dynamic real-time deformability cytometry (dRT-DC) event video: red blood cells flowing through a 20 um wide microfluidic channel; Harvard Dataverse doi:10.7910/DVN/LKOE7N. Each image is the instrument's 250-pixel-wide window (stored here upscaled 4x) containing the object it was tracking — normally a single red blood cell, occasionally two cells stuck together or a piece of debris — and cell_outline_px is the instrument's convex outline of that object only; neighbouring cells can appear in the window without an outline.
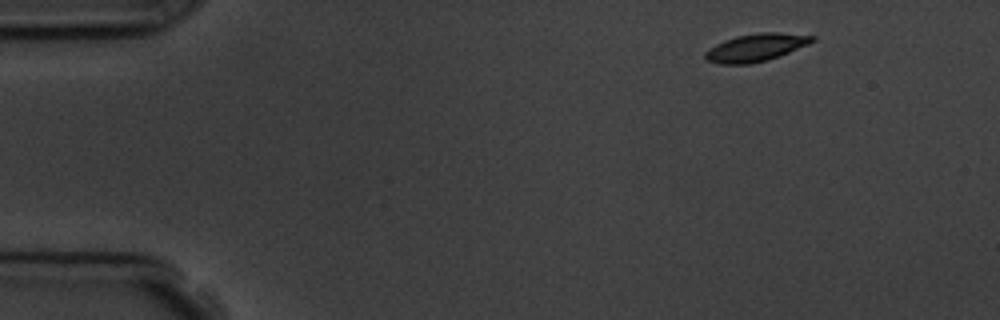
{"species": "common noctule bat (a hibernating species)", "species_latin": "Nyctalus noctula", "temperature_condition": "room temperature", "stored_images_in_passage": 4, "camera_frame_rate_fps": 3000, "um_per_image_px": 0.085, "animal": {"sex": "male", "body_mass_g": 19.5, "forearm_length_mm": 54.6}, "frame": {"image": 1, "passage_image": 1, "time_ms": 0.0, "image_size_px": [1000, 320], "cell_outline_px": [[816, 40], [808, 44], [788, 52], [764, 60], [748, 64], [720, 64], [708, 60], [704, 56], [704, 52], [708, 48], [724, 40], [736, 36], [760, 32], [776, 32], [816, 36]], "centroid_in_image_um": [64.22, 4.02], "position_along_channel_um": 20.8, "area_um2": 16.99}}
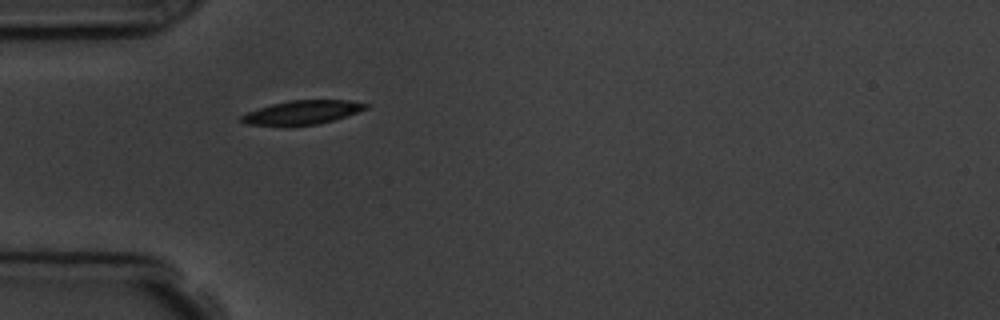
{"frame": {"image": 2, "passage_image": 4, "time_ms": 3.333, "image_size_px": [1000, 320], "cell_outline_px": [[368, 108], [332, 120], [316, 124], [248, 124], [236, 120], [240, 116], [248, 112], [272, 104], [288, 100], [348, 100], [368, 104]], "centroid_in_image_um": [25.67, 9.52], "position_along_channel_um": 59.3, "area_um2": 16.65}}